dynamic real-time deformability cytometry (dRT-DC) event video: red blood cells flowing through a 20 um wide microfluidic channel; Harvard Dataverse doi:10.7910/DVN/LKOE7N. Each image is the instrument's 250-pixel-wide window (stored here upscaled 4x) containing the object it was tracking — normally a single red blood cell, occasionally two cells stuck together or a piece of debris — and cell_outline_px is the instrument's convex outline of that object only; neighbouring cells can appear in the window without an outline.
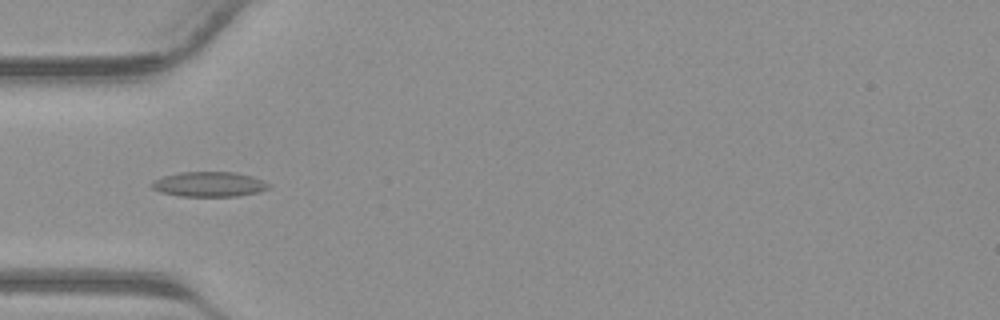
{"species": "common noctule bat (a hibernating species)", "species_latin": "Nyctalus noctula", "temperature_condition": "warm", "stored_images_in_passage": 41, "camera_frame_rate_fps": 3000, "um_per_image_px": 0.085, "animal": {"sex": "male", "body_mass_g": 23.1, "forearm_length_mm": 52.7}, "frame": {"image": 1, "passage_image": 13, "time_ms": 4.0, "image_size_px": [1000, 320], "cell_outline_px": [[272, 184], [268, 188], [260, 192], [236, 196], [180, 196], [160, 192], [152, 188], [152, 180], [164, 176], [180, 172], [236, 172], [252, 176]], "centroid_in_image_um": [17.79, 15.66], "position_along_channel_um": 67.2, "area_um2": 17.05}}
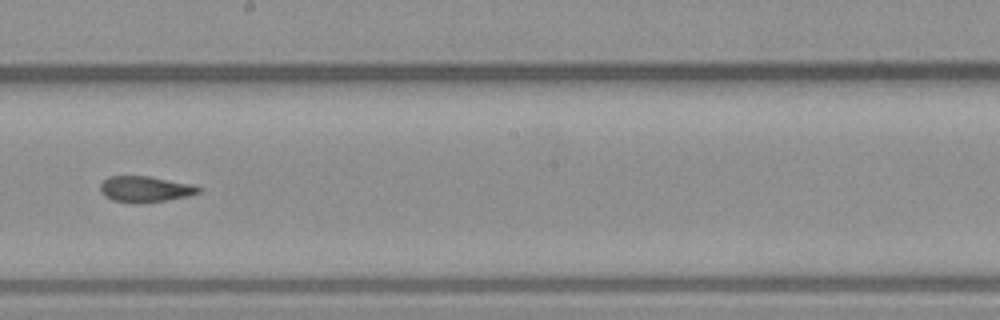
{"frame": {"image": 2, "passage_image": 23, "time_ms": 7.333, "image_size_px": [1000, 320], "cell_outline_px": [[200, 192], [188, 196], [164, 200], [112, 200], [104, 196], [100, 192], [100, 184], [108, 176], [148, 176], [192, 184], [200, 188]], "centroid_in_image_um": [12.32, 16.02], "position_along_channel_um": 235.9, "area_um2": 14.1}}
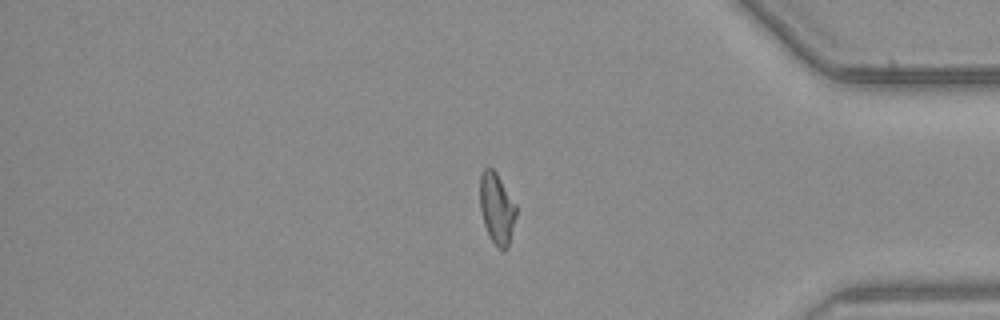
{"frame": {"image": 3, "passage_image": 34, "time_ms": 11.0, "image_size_px": [1000, 320], "cell_outline_px": [[516, 216], [508, 248], [504, 252], [492, 240], [484, 224], [480, 208], [480, 172], [484, 168], [492, 168], [496, 172], [516, 204]], "centroid_in_image_um": [42.23, 17.7], "position_along_channel_um": 393.0, "area_um2": 14.91}}